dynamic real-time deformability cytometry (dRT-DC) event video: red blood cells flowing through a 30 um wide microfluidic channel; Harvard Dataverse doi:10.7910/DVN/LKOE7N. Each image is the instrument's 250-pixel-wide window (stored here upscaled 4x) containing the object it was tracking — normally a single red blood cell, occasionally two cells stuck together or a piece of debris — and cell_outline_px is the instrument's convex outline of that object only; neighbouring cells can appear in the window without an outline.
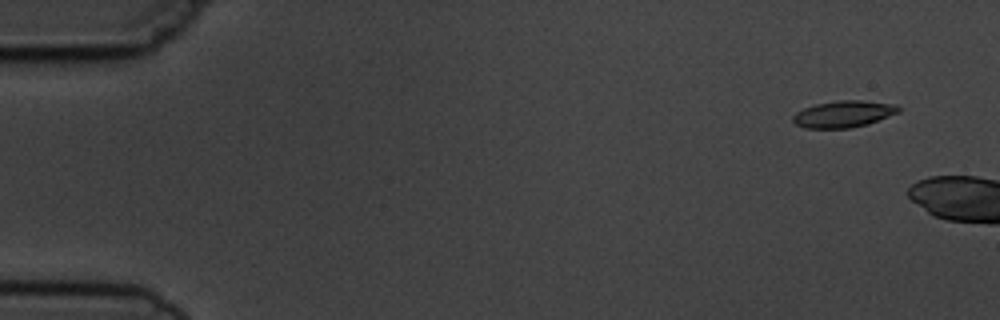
{"species": "common noctule bat (a hibernating species)", "species_latin": "Nyctalus noctula", "temperature_condition": "cold", "stored_images_in_passage": 5, "segment_of_instrument_passage": [2, 2], "camera_frame_rate_fps": 3000, "um_per_image_px": 0.085, "animal": {"sex": "male", "body_mass_g": 19.5, "forearm_length_mm": 54.6}, "frame": {"image": 1, "passage_image": 5, "time_ms": 4.667, "image_size_px": [1000, 320], "cell_outline_px": [[900, 112], [868, 124], [848, 128], [804, 128], [796, 124], [792, 120], [792, 116], [796, 112], [804, 108], [816, 104], [840, 100], [860, 100], [896, 104], [900, 108]], "centroid_in_image_um": [71.71, 9.69], "position_along_channel_um": 13.3, "area_um2": 16.42}}